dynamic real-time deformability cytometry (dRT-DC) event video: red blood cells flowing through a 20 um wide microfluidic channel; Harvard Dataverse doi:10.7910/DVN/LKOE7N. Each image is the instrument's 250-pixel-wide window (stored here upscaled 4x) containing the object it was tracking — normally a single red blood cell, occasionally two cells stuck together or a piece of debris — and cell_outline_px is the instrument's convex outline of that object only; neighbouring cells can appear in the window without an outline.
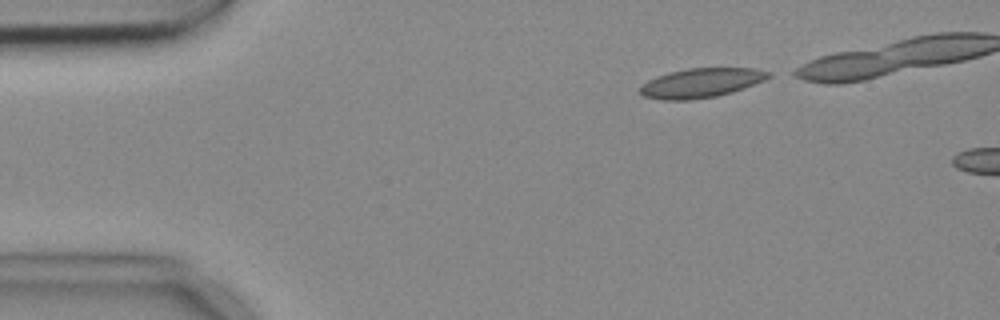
{"species": "common noctule bat (a hibernating species)", "species_latin": "Nyctalus noctula", "temperature_condition": "cold", "stored_images_in_passage": 3, "camera_frame_rate_fps": 3000, "um_per_image_px": 0.085, "animal": {"sex": "female", "body_mass_g": 18.4}, "frame": {"image": 1, "passage_image": 1, "time_ms": 0.0, "image_size_px": [1000, 320], "cell_outline_px": [[772, 76], [764, 80], [744, 88], [732, 92], [716, 96], [688, 100], [664, 100], [644, 96], [640, 92], [640, 88], [648, 80], [656, 76], [668, 72], [688, 68], [756, 68], [772, 72]], "centroid_in_image_um": [59.63, 7.03], "position_along_channel_um": 25.4, "area_um2": 21.96}}